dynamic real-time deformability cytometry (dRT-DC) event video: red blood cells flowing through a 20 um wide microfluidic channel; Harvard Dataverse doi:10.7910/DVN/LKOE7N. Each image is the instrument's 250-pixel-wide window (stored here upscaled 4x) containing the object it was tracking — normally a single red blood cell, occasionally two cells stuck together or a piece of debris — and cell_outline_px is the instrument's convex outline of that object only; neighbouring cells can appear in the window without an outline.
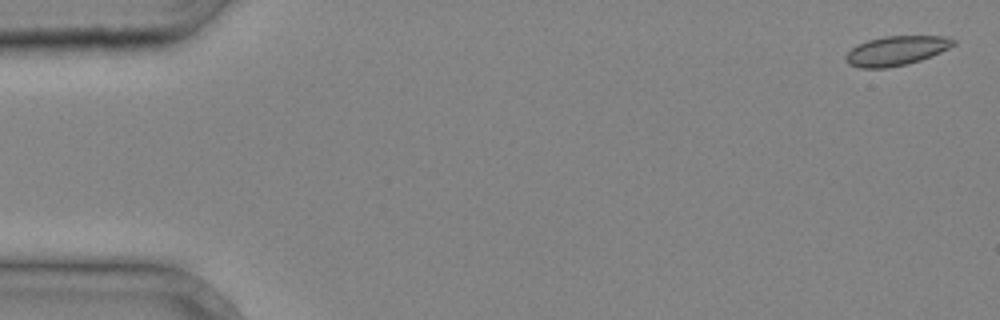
{"species": "common noctule bat (a hibernating species)", "species_latin": "Nyctalus noctula", "temperature_condition": "cold", "stored_images_in_passage": 4, "camera_frame_rate_fps": 3000, "um_per_image_px": 0.085, "animal": {"sex": "male", "body_mass_g": 20.4}, "frame": {"image": 1, "passage_image": 1, "time_ms": 0.0, "image_size_px": [1000, 320], "cell_outline_px": [[956, 44], [932, 56], [908, 64], [888, 68], [860, 68], [848, 64], [844, 60], [844, 56], [856, 44], [868, 40], [884, 36], [944, 36], [956, 40]], "centroid_in_image_um": [76.15, 4.32], "position_along_channel_um": 8.8, "area_um2": 18.61}}
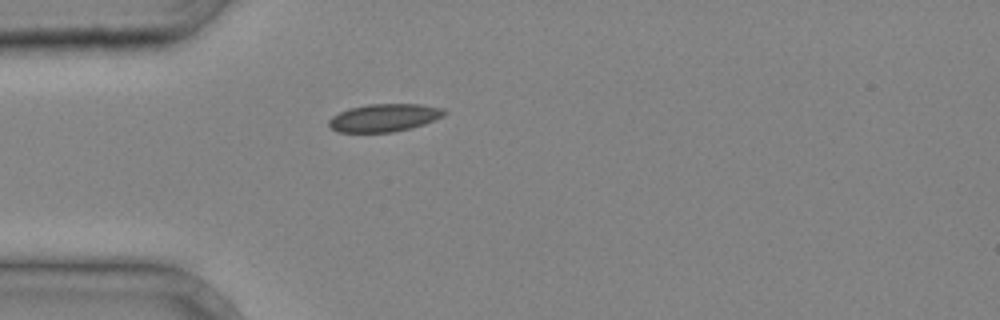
{"frame": {"image": 2, "passage_image": 4, "time_ms": 1.0, "image_size_px": [1000, 320], "cell_outline_px": [[448, 112], [444, 116], [424, 124], [412, 128], [392, 132], [336, 132], [328, 124], [328, 120], [332, 116], [348, 108], [368, 104], [420, 104], [444, 108]], "centroid_in_image_um": [32.68, 10.0], "position_along_channel_um": 52.3, "area_um2": 18.84}}